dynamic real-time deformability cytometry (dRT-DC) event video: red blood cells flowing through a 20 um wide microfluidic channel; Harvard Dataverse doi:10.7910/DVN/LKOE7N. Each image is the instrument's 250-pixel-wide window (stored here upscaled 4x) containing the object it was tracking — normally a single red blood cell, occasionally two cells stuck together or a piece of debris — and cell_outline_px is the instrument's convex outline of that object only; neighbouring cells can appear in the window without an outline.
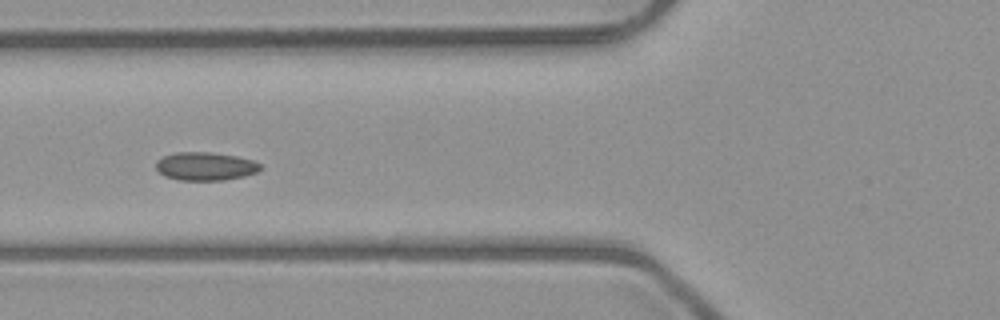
{"species": "common noctule bat (a hibernating species)", "species_latin": "Nyctalus noctula", "temperature_condition": "room temperature", "stored_images_in_passage": 6, "camera_frame_rate_fps": 3000, "um_per_image_px": 0.085, "animal": {"sex": "male", "body_mass_g": 23.1, "forearm_length_mm": 52.7}, "frame": {"image": 1, "passage_image": 6, "time_ms": 5.667, "image_size_px": [1000, 320], "cell_outline_px": [[260, 168], [256, 172], [244, 176], [224, 180], [180, 180], [164, 176], [156, 168], [156, 160], [164, 156], [176, 152], [212, 152], [236, 156], [252, 160], [260, 164]], "centroid_in_image_um": [17.43, 14.13], "position_along_channel_um": 108.4, "area_um2": 17.11}}